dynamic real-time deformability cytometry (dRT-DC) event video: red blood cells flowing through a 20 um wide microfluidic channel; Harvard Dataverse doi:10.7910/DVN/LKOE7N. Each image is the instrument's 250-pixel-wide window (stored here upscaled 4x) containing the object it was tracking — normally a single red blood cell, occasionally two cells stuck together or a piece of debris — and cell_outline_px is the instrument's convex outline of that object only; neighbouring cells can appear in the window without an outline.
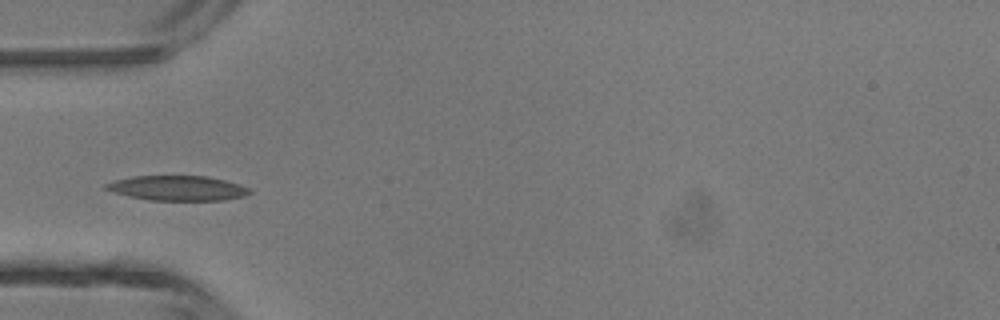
{"species": "common noctule bat (a hibernating species)", "species_latin": "Nyctalus noctula", "temperature_condition": "room temperature", "stored_images_in_passage": 4, "camera_frame_rate_fps": 3000, "um_per_image_px": 0.085, "animal": {"sex": "male", "body_mass_g": 13.3}, "frame": {"image": 1, "passage_image": 4, "time_ms": 1.0, "image_size_px": [1000, 320], "cell_outline_px": [[252, 192], [244, 196], [224, 200], [148, 200], [128, 196], [112, 192], [104, 188], [104, 184], [116, 180], [132, 176], [208, 176], [224, 180], [248, 188]], "centroid_in_image_um": [15.05, 15.99], "position_along_channel_um": 70.0, "area_um2": 20.69}}